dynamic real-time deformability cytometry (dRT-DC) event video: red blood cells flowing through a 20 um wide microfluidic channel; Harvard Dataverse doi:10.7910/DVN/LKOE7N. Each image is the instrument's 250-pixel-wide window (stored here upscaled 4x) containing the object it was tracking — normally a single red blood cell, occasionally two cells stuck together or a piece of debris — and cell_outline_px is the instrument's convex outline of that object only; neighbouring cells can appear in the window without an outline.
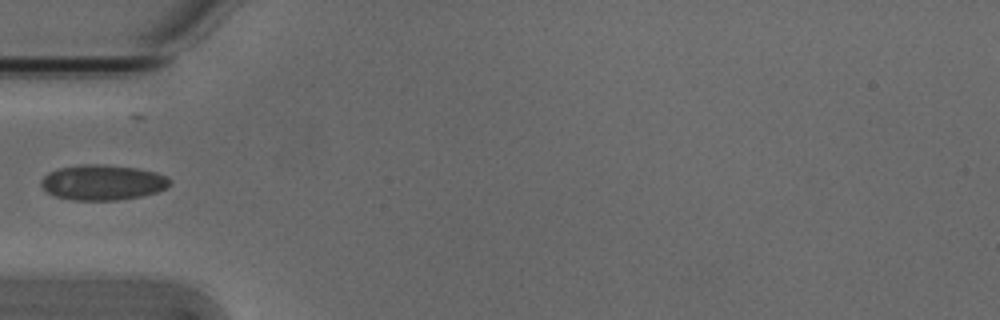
{"species": "Egyptian fruit bat (a non-hibernating species)", "species_latin": "Rousettus aegyptiacus", "temperature_condition": "cold", "stored_images_in_passage": 6, "camera_frame_rate_fps": 3000, "um_per_image_px": 0.085, "animal": {"sex": "male"}, "frame": {"image": 1, "passage_image": 5, "time_ms": 1.333, "image_size_px": [1000, 320], "cell_outline_px": [[172, 180], [168, 188], [156, 192], [140, 196], [120, 200], [72, 200], [56, 196], [48, 192], [40, 184], [40, 180], [48, 172], [60, 168], [80, 164], [104, 164], [136, 168], [156, 172]], "centroid_in_image_um": [8.73, 15.5], "position_along_channel_um": 76.3, "area_um2": 26.53}}
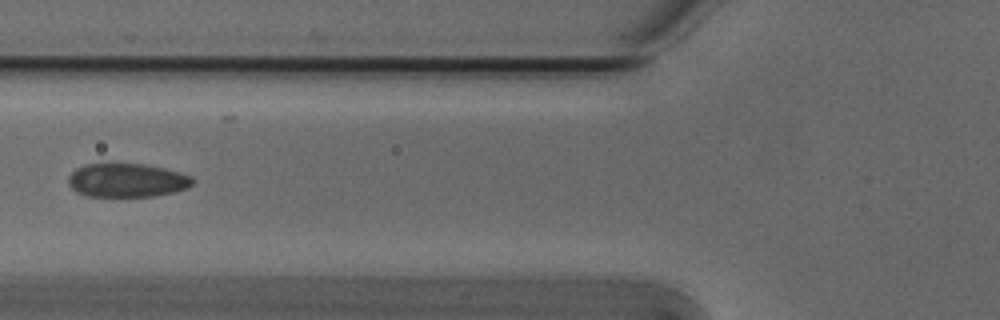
{"frame": {"image": 2, "passage_image": 6, "time_ms": 1.667, "image_size_px": [1000, 320], "cell_outline_px": [[192, 184], [188, 188], [172, 192], [152, 196], [88, 196], [76, 192], [68, 184], [68, 176], [76, 168], [84, 164], [144, 164], [164, 168], [192, 176]], "centroid_in_image_um": [10.76, 15.32], "position_along_channel_um": 115.0, "area_um2": 24.28}}